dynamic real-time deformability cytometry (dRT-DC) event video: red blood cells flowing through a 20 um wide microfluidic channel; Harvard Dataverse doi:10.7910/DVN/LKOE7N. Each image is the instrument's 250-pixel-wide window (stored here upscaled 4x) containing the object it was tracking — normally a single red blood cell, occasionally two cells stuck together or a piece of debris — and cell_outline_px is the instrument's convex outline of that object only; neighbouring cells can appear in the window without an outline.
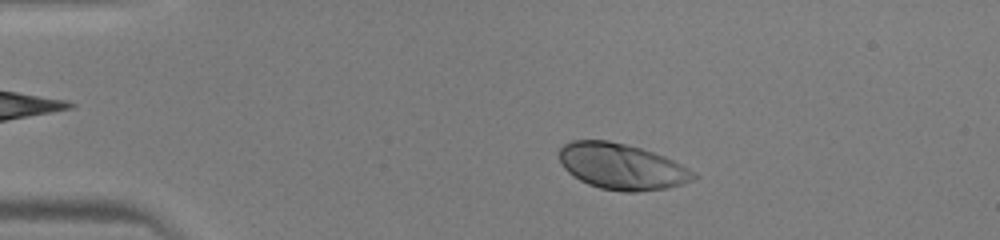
{"species": "human", "species_latin": "Homo sapiens", "temperature_condition": "warm", "stored_images_in_passage": 45, "camera_frame_rate_fps": 3000, "um_per_image_px": 0.085, "donor": {"sex": "male"}, "frame": {"image": 1, "passage_image": 8, "time_ms": 2.333, "image_size_px": [1000, 240], "cell_outline_px": [[700, 176], [696, 180], [668, 188], [636, 192], [624, 192], [600, 188], [588, 184], [580, 180], [568, 172], [564, 168], [560, 160], [560, 148], [564, 144], [572, 140], [608, 140], [640, 148], [664, 156], [696, 172]], "centroid_in_image_um": [52.88, 14.16], "position_along_channel_um": 32.1, "area_um2": 36.01}}
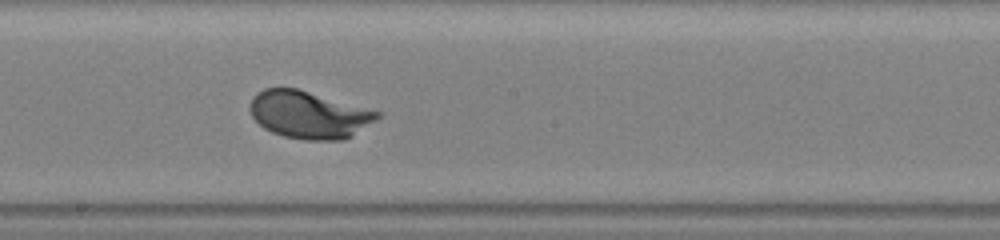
{"frame": {"image": 2, "passage_image": 25, "time_ms": 8.0, "image_size_px": [1000, 240], "cell_outline_px": [[384, 112], [376, 120], [352, 136], [344, 140], [304, 140], [284, 136], [272, 132], [264, 128], [252, 116], [248, 108], [252, 96], [256, 92], [264, 88], [296, 88]], "centroid_in_image_um": [26.26, 9.75], "position_along_channel_um": 221.9, "area_um2": 35.43}}
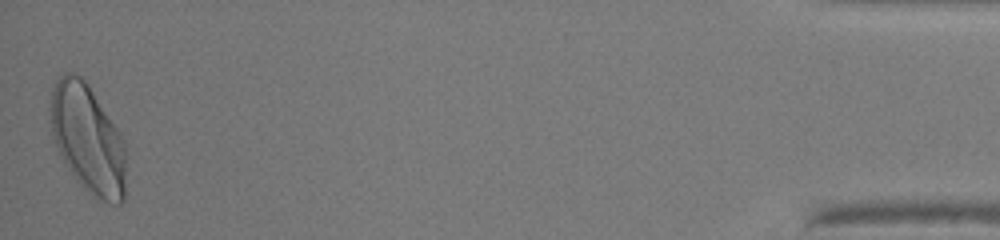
{"frame": {"image": 3, "passage_image": 45, "time_ms": 14.667, "image_size_px": [1000, 240], "cell_outline_px": [[124, 200], [120, 204], [108, 204], [100, 200], [84, 188], [76, 180], [64, 160], [56, 144], [52, 132], [48, 108], [52, 88], [56, 80], [64, 72], [76, 72], [88, 84], [124, 140]], "centroid_in_image_um": [7.43, 11.77], "position_along_channel_um": 427.8, "area_um2": 47.45}}